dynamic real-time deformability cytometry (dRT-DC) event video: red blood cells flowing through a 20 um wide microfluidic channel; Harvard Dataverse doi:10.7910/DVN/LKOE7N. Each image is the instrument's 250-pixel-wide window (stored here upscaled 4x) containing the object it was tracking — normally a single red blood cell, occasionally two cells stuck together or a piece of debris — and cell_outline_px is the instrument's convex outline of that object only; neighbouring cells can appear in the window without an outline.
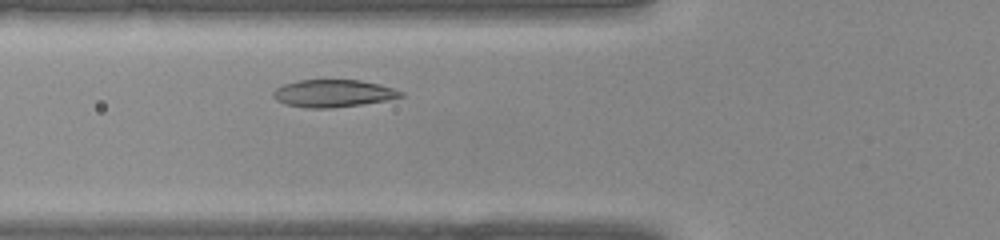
{"species": "common noctule bat (a hibernating species)", "species_latin": "Nyctalus noctula", "temperature_condition": "warm", "stored_images_in_passage": 26, "camera_frame_rate_fps": 3000, "um_per_image_px": 0.085, "animal": {"sex": "female", "body_mass_g": 22.0, "forearm_length_mm": 56.7}, "frame": {"image": 1, "passage_image": 6, "time_ms": 1.667, "image_size_px": [1000, 240], "cell_outline_px": [[404, 96], [384, 100], [360, 104], [328, 108], [308, 108], [284, 104], [276, 100], [272, 96], [272, 92], [276, 88], [284, 84], [300, 80], [360, 80], [380, 84], [404, 92]], "centroid_in_image_um": [28.28, 7.93], "position_along_channel_um": 97.5, "area_um2": 20.23}}
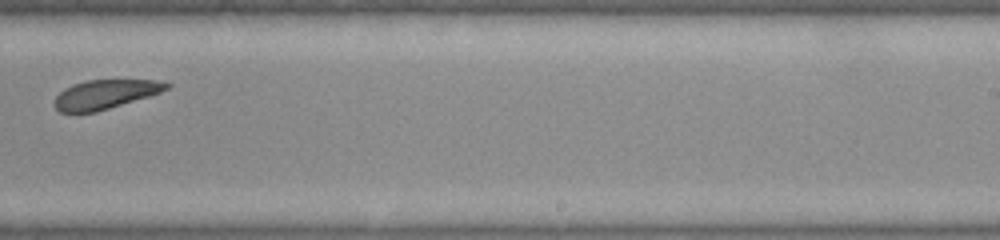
{"frame": {"image": 2, "passage_image": 17, "time_ms": 5.333, "image_size_px": [1000, 240], "cell_outline_px": [[172, 84], [168, 88], [160, 92], [148, 96], [96, 112], [60, 112], [56, 108], [56, 96], [64, 88], [72, 84], [88, 80], [156, 80]], "centroid_in_image_um": [8.94, 8.0], "position_along_channel_um": 280.1, "area_um2": 18.67}}
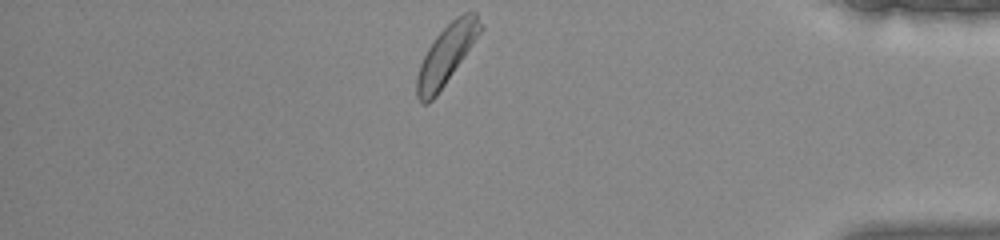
{"frame": {"image": 3, "passage_image": 26, "time_ms": 8.333, "image_size_px": [1000, 240], "cell_outline_px": [[484, 28], [436, 96], [428, 104], [420, 104], [416, 96], [416, 80], [420, 64], [428, 48], [436, 36], [456, 16], [464, 12], [476, 12], [484, 24]], "centroid_in_image_um": [37.95, 4.64], "position_along_channel_um": 397.3, "area_um2": 21.79}}